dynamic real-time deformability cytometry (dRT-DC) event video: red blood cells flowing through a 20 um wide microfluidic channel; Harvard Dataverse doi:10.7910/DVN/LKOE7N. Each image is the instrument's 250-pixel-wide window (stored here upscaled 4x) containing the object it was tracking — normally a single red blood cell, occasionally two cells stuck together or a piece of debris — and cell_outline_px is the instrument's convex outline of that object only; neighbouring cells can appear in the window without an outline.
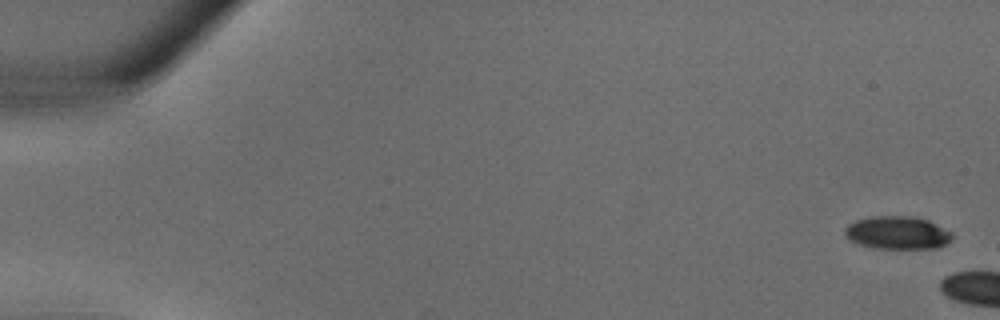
{"species": "common noctule bat (a hibernating species)", "species_latin": "Nyctalus noctula", "temperature_condition": "warm", "stored_images_in_passage": 5, "camera_frame_rate_fps": 3000, "um_per_image_px": 0.085, "animal": {"sex": "male", "body_mass_g": 18.8}, "frame": {"image": 1, "passage_image": 1, "time_ms": 0.0, "image_size_px": [1000, 320], "cell_outline_px": [[952, 240], [936, 248], [872, 248], [848, 240], [844, 236], [844, 228], [848, 224], [856, 220], [872, 216], [912, 216], [928, 220], [952, 232]], "centroid_in_image_um": [76.24, 19.78], "position_along_channel_um": 8.8, "area_um2": 20.69}}